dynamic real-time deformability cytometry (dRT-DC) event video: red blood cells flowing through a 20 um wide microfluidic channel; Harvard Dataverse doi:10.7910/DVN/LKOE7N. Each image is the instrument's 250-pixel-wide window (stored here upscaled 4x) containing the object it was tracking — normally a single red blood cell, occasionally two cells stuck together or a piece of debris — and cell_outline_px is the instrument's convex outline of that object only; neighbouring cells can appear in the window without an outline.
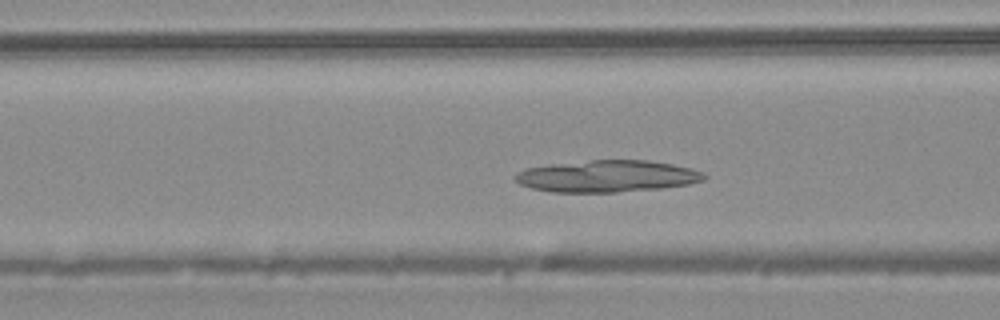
{"species": "common noctule bat (a hibernating species)", "species_latin": "Nyctalus noctula", "temperature_condition": "warm", "stored_images_in_passage": 46, "camera_frame_rate_fps": 3000, "um_per_image_px": 0.085, "animal": {"sex": "male", "body_mass_g": 20.4}, "frame": {"image": 1, "passage_image": 15, "time_ms": 4.667, "image_size_px": [1000, 320], "cell_outline_px": [[708, 176], [704, 180], [688, 184], [660, 188], [616, 192], [552, 192], [532, 188], [520, 184], [512, 180], [512, 176], [516, 172], [524, 168], [552, 164], [588, 160], [648, 160], [672, 164], [692, 168], [704, 172]], "centroid_in_image_um": [51.57, 14.97], "position_along_channel_um": 115.0, "area_um2": 35.32}}
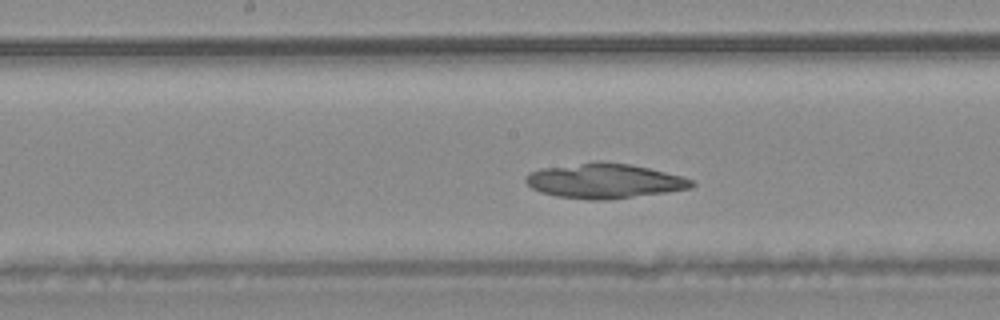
{"frame": {"image": 2, "passage_image": 21, "time_ms": 6.667, "image_size_px": [1000, 320], "cell_outline_px": [[696, 184], [692, 188], [608, 200], [588, 200], [556, 196], [540, 192], [532, 188], [524, 180], [528, 172], [540, 168], [600, 160], [632, 164], [684, 176], [696, 180]], "centroid_in_image_um": [51.39, 15.36], "position_along_channel_um": 196.8, "area_um2": 34.16}}
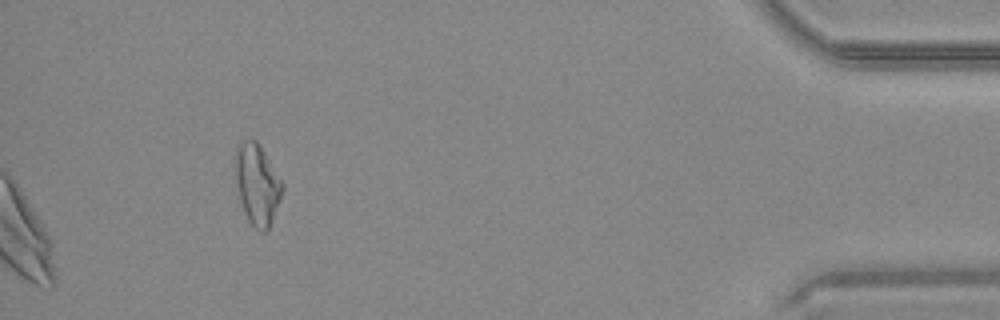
{"frame": {"image": 3, "passage_image": 46, "time_ms": 15.0, "image_size_px": [1000, 320], "cell_outline_px": [[284, 188], [280, 200], [268, 232], [260, 232], [248, 220], [244, 212], [232, 176], [232, 156], [240, 140], [256, 140], [260, 144], [284, 184]], "centroid_in_image_um": [21.8, 15.62], "position_along_channel_um": 413.4, "area_um2": 23.12}}